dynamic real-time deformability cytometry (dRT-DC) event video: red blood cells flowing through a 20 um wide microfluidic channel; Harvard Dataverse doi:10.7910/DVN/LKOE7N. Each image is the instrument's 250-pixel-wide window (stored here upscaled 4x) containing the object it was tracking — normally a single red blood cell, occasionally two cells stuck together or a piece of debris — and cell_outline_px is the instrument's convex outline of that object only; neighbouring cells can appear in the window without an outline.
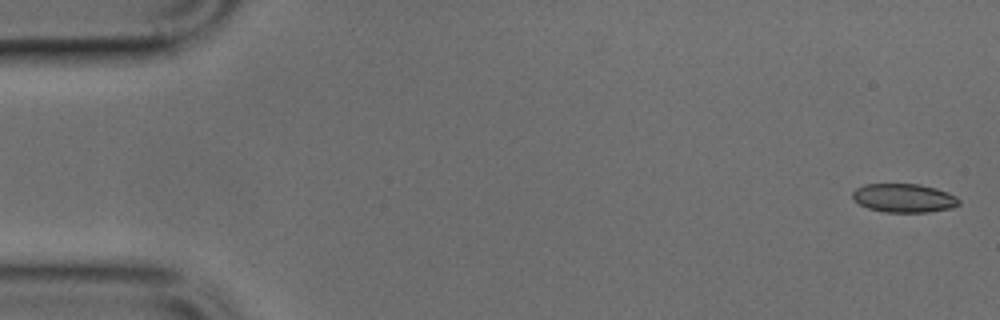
{"species": "common noctule bat (a hibernating species)", "species_latin": "Nyctalus noctula", "temperature_condition": "cold", "stored_images_in_passage": 48, "camera_frame_rate_fps": 3000, "um_per_image_px": 0.085, "animal": {"sex": "male", "body_mass_g": 17.9, "forearm_length_mm": 54.2}, "frame": {"image": 1, "passage_image": 1, "time_ms": 0.0, "image_size_px": [1000, 320], "cell_outline_px": [[960, 204], [952, 208], [928, 212], [884, 212], [868, 208], [860, 204], [852, 196], [852, 192], [856, 188], [864, 184], [920, 184], [936, 188], [948, 192], [956, 196], [960, 200]], "centroid_in_image_um": [76.86, 16.83], "position_along_channel_um": 8.1, "area_um2": 17.86}}
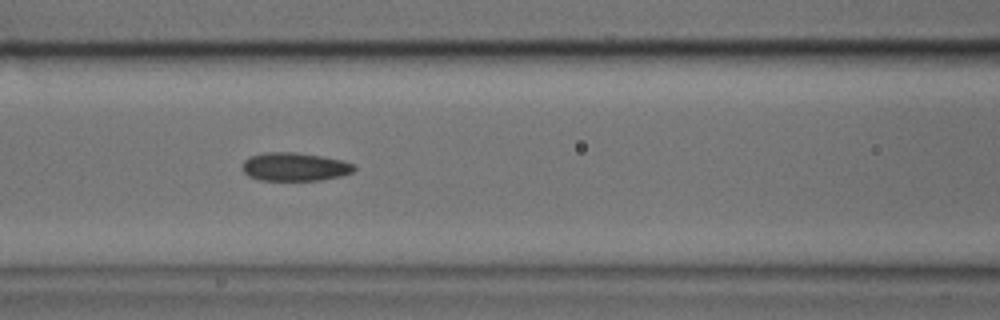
{"frame": {"image": 2, "passage_image": 20, "time_ms": 6.333, "image_size_px": [1000, 320], "cell_outline_px": [[356, 168], [352, 172], [340, 176], [320, 180], [260, 180], [248, 176], [244, 172], [244, 160], [248, 156], [264, 152], [296, 152], [320, 156], [340, 160], [356, 164]], "centroid_in_image_um": [25.04, 14.17], "position_along_channel_um": 141.6, "area_um2": 18.44}}
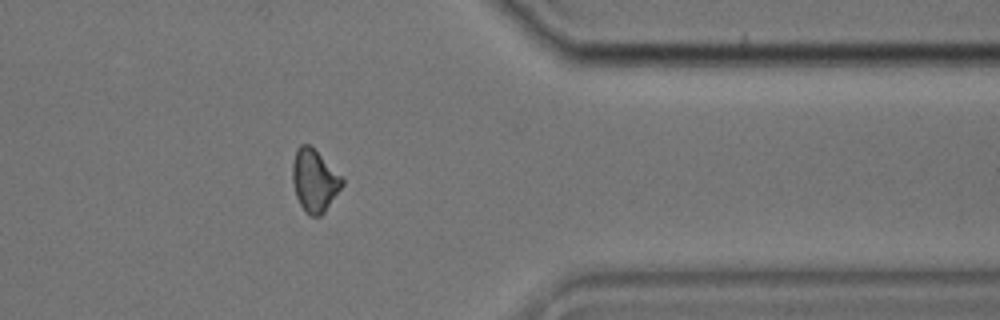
{"frame": {"image": 3, "passage_image": 39, "time_ms": 12.667, "image_size_px": [1000, 320], "cell_outline_px": [[344, 184], [324, 212], [320, 216], [312, 216], [304, 212], [296, 196], [292, 180], [292, 164], [296, 148], [300, 144], [308, 144], [344, 180]], "centroid_in_image_um": [26.69, 15.37], "position_along_channel_um": 384.7, "area_um2": 17.69}}